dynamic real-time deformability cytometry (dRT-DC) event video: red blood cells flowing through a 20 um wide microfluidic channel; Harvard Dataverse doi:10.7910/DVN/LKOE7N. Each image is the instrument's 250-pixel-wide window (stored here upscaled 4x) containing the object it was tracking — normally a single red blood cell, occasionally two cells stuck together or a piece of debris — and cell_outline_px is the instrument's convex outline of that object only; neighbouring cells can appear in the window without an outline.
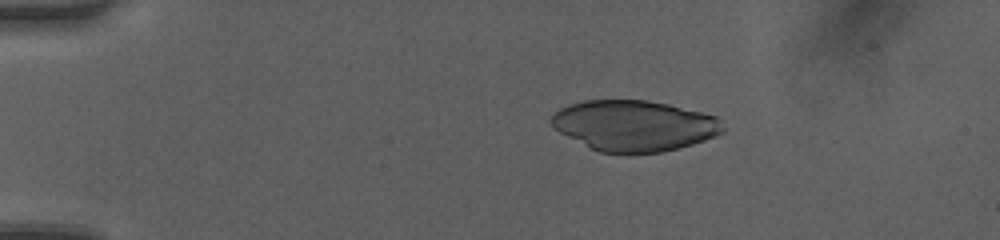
{"species": "human", "species_latin": "Homo sapiens", "temperature_condition": "room temperature", "stored_images_in_passage": 49, "camera_frame_rate_fps": 3000, "um_per_image_px": 0.085, "donor": {"sex": "female"}, "frame": {"image": 1, "passage_image": 10, "time_ms": 3.0, "image_size_px": [1000, 240], "cell_outline_px": [[724, 132], [716, 136], [680, 148], [664, 152], [628, 156], [600, 152], [552, 128], [548, 120], [560, 108], [568, 104], [584, 100], [648, 100], [668, 104], [716, 116], [720, 120], [724, 128]], "centroid_in_image_um": [53.9, 10.7], "position_along_channel_um": 31.1, "area_um2": 51.44}}